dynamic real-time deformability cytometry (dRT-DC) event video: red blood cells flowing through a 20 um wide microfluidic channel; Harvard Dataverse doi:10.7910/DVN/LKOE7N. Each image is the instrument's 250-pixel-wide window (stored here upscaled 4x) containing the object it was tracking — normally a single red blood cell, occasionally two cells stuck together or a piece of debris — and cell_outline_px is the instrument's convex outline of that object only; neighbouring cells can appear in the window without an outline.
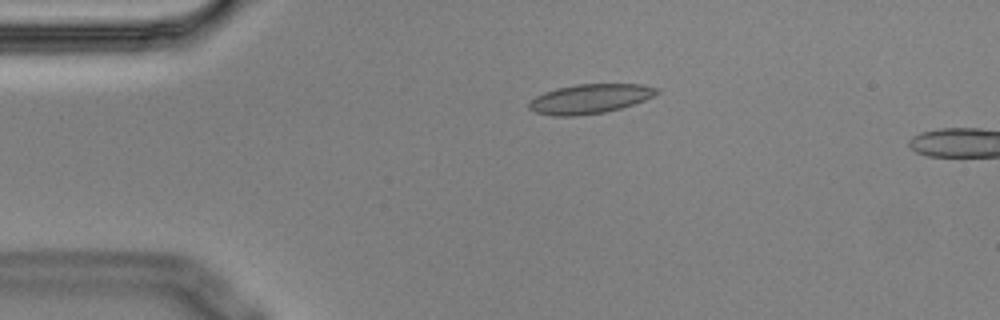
{"species": "Egyptian fruit bat (a non-hibernating species)", "species_latin": "Rousettus aegyptiacus", "temperature_condition": "cold", "stored_images_in_passage": 5, "camera_frame_rate_fps": 3000, "um_per_image_px": 0.085, "animal": {"sex": "male"}, "frame": {"image": 1, "passage_image": 4, "time_ms": 1.0, "image_size_px": [1000, 320], "cell_outline_px": [[660, 92], [644, 100], [620, 108], [604, 112], [576, 116], [552, 116], [536, 112], [528, 108], [528, 104], [536, 96], [544, 92], [556, 88], [576, 84], [644, 84], [660, 88]], "centroid_in_image_um": [50.14, 8.39], "position_along_channel_um": 34.9, "area_um2": 21.91}}